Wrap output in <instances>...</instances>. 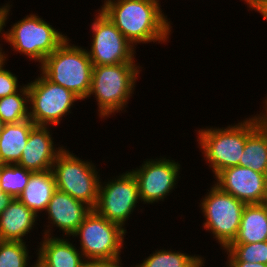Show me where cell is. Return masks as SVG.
Wrapping results in <instances>:
<instances>
[{
  "mask_svg": "<svg viewBox=\"0 0 267 267\" xmlns=\"http://www.w3.org/2000/svg\"><path fill=\"white\" fill-rule=\"evenodd\" d=\"M205 257L202 255L196 256V254L183 253L181 251H173L170 249L165 250L164 248L155 250L149 254L148 257L141 260V263L132 265V267H196Z\"/></svg>",
  "mask_w": 267,
  "mask_h": 267,
  "instance_id": "obj_22",
  "label": "cell"
},
{
  "mask_svg": "<svg viewBox=\"0 0 267 267\" xmlns=\"http://www.w3.org/2000/svg\"><path fill=\"white\" fill-rule=\"evenodd\" d=\"M105 181V182H104ZM100 182L97 204L94 210L108 221L126 230V223L139 202L138 183L130 170ZM138 203V204H137Z\"/></svg>",
  "mask_w": 267,
  "mask_h": 267,
  "instance_id": "obj_10",
  "label": "cell"
},
{
  "mask_svg": "<svg viewBox=\"0 0 267 267\" xmlns=\"http://www.w3.org/2000/svg\"><path fill=\"white\" fill-rule=\"evenodd\" d=\"M70 42L68 37L38 68L51 82L71 90L85 101L91 87L93 64L86 47Z\"/></svg>",
  "mask_w": 267,
  "mask_h": 267,
  "instance_id": "obj_3",
  "label": "cell"
},
{
  "mask_svg": "<svg viewBox=\"0 0 267 267\" xmlns=\"http://www.w3.org/2000/svg\"><path fill=\"white\" fill-rule=\"evenodd\" d=\"M256 12L262 16V20L267 21V4H263Z\"/></svg>",
  "mask_w": 267,
  "mask_h": 267,
  "instance_id": "obj_34",
  "label": "cell"
},
{
  "mask_svg": "<svg viewBox=\"0 0 267 267\" xmlns=\"http://www.w3.org/2000/svg\"><path fill=\"white\" fill-rule=\"evenodd\" d=\"M100 170L92 160H83L64 148L52 166L57 189L88 205L97 204L101 182Z\"/></svg>",
  "mask_w": 267,
  "mask_h": 267,
  "instance_id": "obj_6",
  "label": "cell"
},
{
  "mask_svg": "<svg viewBox=\"0 0 267 267\" xmlns=\"http://www.w3.org/2000/svg\"><path fill=\"white\" fill-rule=\"evenodd\" d=\"M39 219L18 198H13L0 214V240L27 242L25 239L37 228Z\"/></svg>",
  "mask_w": 267,
  "mask_h": 267,
  "instance_id": "obj_17",
  "label": "cell"
},
{
  "mask_svg": "<svg viewBox=\"0 0 267 267\" xmlns=\"http://www.w3.org/2000/svg\"><path fill=\"white\" fill-rule=\"evenodd\" d=\"M122 265L124 264L120 256L112 259H85L82 267H123Z\"/></svg>",
  "mask_w": 267,
  "mask_h": 267,
  "instance_id": "obj_29",
  "label": "cell"
},
{
  "mask_svg": "<svg viewBox=\"0 0 267 267\" xmlns=\"http://www.w3.org/2000/svg\"><path fill=\"white\" fill-rule=\"evenodd\" d=\"M94 16L90 25L92 41L86 49L93 66L136 63V48L122 32L99 8Z\"/></svg>",
  "mask_w": 267,
  "mask_h": 267,
  "instance_id": "obj_11",
  "label": "cell"
},
{
  "mask_svg": "<svg viewBox=\"0 0 267 267\" xmlns=\"http://www.w3.org/2000/svg\"><path fill=\"white\" fill-rule=\"evenodd\" d=\"M36 125L31 119L4 124L0 133V164H17Z\"/></svg>",
  "mask_w": 267,
  "mask_h": 267,
  "instance_id": "obj_19",
  "label": "cell"
},
{
  "mask_svg": "<svg viewBox=\"0 0 267 267\" xmlns=\"http://www.w3.org/2000/svg\"><path fill=\"white\" fill-rule=\"evenodd\" d=\"M209 189L198 205L205 219L202 228L214 236L220 250H223L238 234L246 203L224 192L215 184Z\"/></svg>",
  "mask_w": 267,
  "mask_h": 267,
  "instance_id": "obj_7",
  "label": "cell"
},
{
  "mask_svg": "<svg viewBox=\"0 0 267 267\" xmlns=\"http://www.w3.org/2000/svg\"><path fill=\"white\" fill-rule=\"evenodd\" d=\"M206 261V258H203V260L196 266V267H204V266H206L205 265V262Z\"/></svg>",
  "mask_w": 267,
  "mask_h": 267,
  "instance_id": "obj_35",
  "label": "cell"
},
{
  "mask_svg": "<svg viewBox=\"0 0 267 267\" xmlns=\"http://www.w3.org/2000/svg\"><path fill=\"white\" fill-rule=\"evenodd\" d=\"M197 131L198 148L214 176L240 165L246 143V118L226 127H202Z\"/></svg>",
  "mask_w": 267,
  "mask_h": 267,
  "instance_id": "obj_5",
  "label": "cell"
},
{
  "mask_svg": "<svg viewBox=\"0 0 267 267\" xmlns=\"http://www.w3.org/2000/svg\"><path fill=\"white\" fill-rule=\"evenodd\" d=\"M5 64H7L6 60L0 63V98L18 92L24 86V83L19 85L18 75L6 69Z\"/></svg>",
  "mask_w": 267,
  "mask_h": 267,
  "instance_id": "obj_27",
  "label": "cell"
},
{
  "mask_svg": "<svg viewBox=\"0 0 267 267\" xmlns=\"http://www.w3.org/2000/svg\"><path fill=\"white\" fill-rule=\"evenodd\" d=\"M248 117L246 118V143L240 166L267 174V131L258 128L254 120Z\"/></svg>",
  "mask_w": 267,
  "mask_h": 267,
  "instance_id": "obj_20",
  "label": "cell"
},
{
  "mask_svg": "<svg viewBox=\"0 0 267 267\" xmlns=\"http://www.w3.org/2000/svg\"><path fill=\"white\" fill-rule=\"evenodd\" d=\"M171 157L146 159L134 169H130L137 180L142 204H155L168 199L177 188L181 165Z\"/></svg>",
  "mask_w": 267,
  "mask_h": 267,
  "instance_id": "obj_12",
  "label": "cell"
},
{
  "mask_svg": "<svg viewBox=\"0 0 267 267\" xmlns=\"http://www.w3.org/2000/svg\"><path fill=\"white\" fill-rule=\"evenodd\" d=\"M244 1V3L247 5L249 8L248 10L250 11H257L267 0H241Z\"/></svg>",
  "mask_w": 267,
  "mask_h": 267,
  "instance_id": "obj_33",
  "label": "cell"
},
{
  "mask_svg": "<svg viewBox=\"0 0 267 267\" xmlns=\"http://www.w3.org/2000/svg\"><path fill=\"white\" fill-rule=\"evenodd\" d=\"M127 230L108 221L92 209L79 225L72 238L80 240L78 249L85 259L118 258L125 248Z\"/></svg>",
  "mask_w": 267,
  "mask_h": 267,
  "instance_id": "obj_9",
  "label": "cell"
},
{
  "mask_svg": "<svg viewBox=\"0 0 267 267\" xmlns=\"http://www.w3.org/2000/svg\"><path fill=\"white\" fill-rule=\"evenodd\" d=\"M5 60V57H0V63Z\"/></svg>",
  "mask_w": 267,
  "mask_h": 267,
  "instance_id": "obj_38",
  "label": "cell"
},
{
  "mask_svg": "<svg viewBox=\"0 0 267 267\" xmlns=\"http://www.w3.org/2000/svg\"><path fill=\"white\" fill-rule=\"evenodd\" d=\"M0 119L4 124L29 119V92L27 84L16 93L0 98Z\"/></svg>",
  "mask_w": 267,
  "mask_h": 267,
  "instance_id": "obj_23",
  "label": "cell"
},
{
  "mask_svg": "<svg viewBox=\"0 0 267 267\" xmlns=\"http://www.w3.org/2000/svg\"><path fill=\"white\" fill-rule=\"evenodd\" d=\"M10 26L5 31V42L16 54L19 52L30 61L38 62V66L68 38L35 12Z\"/></svg>",
  "mask_w": 267,
  "mask_h": 267,
  "instance_id": "obj_4",
  "label": "cell"
},
{
  "mask_svg": "<svg viewBox=\"0 0 267 267\" xmlns=\"http://www.w3.org/2000/svg\"><path fill=\"white\" fill-rule=\"evenodd\" d=\"M140 68L142 66L138 63L93 66L87 98H95L99 118L107 119L119 112H126L129 99L136 90L135 86L142 71Z\"/></svg>",
  "mask_w": 267,
  "mask_h": 267,
  "instance_id": "obj_2",
  "label": "cell"
},
{
  "mask_svg": "<svg viewBox=\"0 0 267 267\" xmlns=\"http://www.w3.org/2000/svg\"><path fill=\"white\" fill-rule=\"evenodd\" d=\"M40 74V76H39ZM38 78L27 82L29 119L36 126H58L70 115L75 102L81 99L71 90L51 82L40 70Z\"/></svg>",
  "mask_w": 267,
  "mask_h": 267,
  "instance_id": "obj_8",
  "label": "cell"
},
{
  "mask_svg": "<svg viewBox=\"0 0 267 267\" xmlns=\"http://www.w3.org/2000/svg\"><path fill=\"white\" fill-rule=\"evenodd\" d=\"M32 171L18 164L0 165V189L17 198L27 186Z\"/></svg>",
  "mask_w": 267,
  "mask_h": 267,
  "instance_id": "obj_24",
  "label": "cell"
},
{
  "mask_svg": "<svg viewBox=\"0 0 267 267\" xmlns=\"http://www.w3.org/2000/svg\"><path fill=\"white\" fill-rule=\"evenodd\" d=\"M27 242L0 240V267H35ZM28 247V248H27ZM29 249V250H28Z\"/></svg>",
  "mask_w": 267,
  "mask_h": 267,
  "instance_id": "obj_25",
  "label": "cell"
},
{
  "mask_svg": "<svg viewBox=\"0 0 267 267\" xmlns=\"http://www.w3.org/2000/svg\"><path fill=\"white\" fill-rule=\"evenodd\" d=\"M227 261H246L267 264V241L250 244H230L223 249Z\"/></svg>",
  "mask_w": 267,
  "mask_h": 267,
  "instance_id": "obj_26",
  "label": "cell"
},
{
  "mask_svg": "<svg viewBox=\"0 0 267 267\" xmlns=\"http://www.w3.org/2000/svg\"><path fill=\"white\" fill-rule=\"evenodd\" d=\"M51 126H35L17 163L32 172L52 169L57 155L65 148L56 147Z\"/></svg>",
  "mask_w": 267,
  "mask_h": 267,
  "instance_id": "obj_15",
  "label": "cell"
},
{
  "mask_svg": "<svg viewBox=\"0 0 267 267\" xmlns=\"http://www.w3.org/2000/svg\"><path fill=\"white\" fill-rule=\"evenodd\" d=\"M69 237H42L36 248V263L40 267H82L85 258Z\"/></svg>",
  "mask_w": 267,
  "mask_h": 267,
  "instance_id": "obj_16",
  "label": "cell"
},
{
  "mask_svg": "<svg viewBox=\"0 0 267 267\" xmlns=\"http://www.w3.org/2000/svg\"><path fill=\"white\" fill-rule=\"evenodd\" d=\"M91 210L85 203L57 189L45 211L44 215L48 217L46 218L48 224L44 225L46 229L42 230L41 235L56 237L57 235L53 234L54 227H56L62 231V237H71Z\"/></svg>",
  "mask_w": 267,
  "mask_h": 267,
  "instance_id": "obj_14",
  "label": "cell"
},
{
  "mask_svg": "<svg viewBox=\"0 0 267 267\" xmlns=\"http://www.w3.org/2000/svg\"><path fill=\"white\" fill-rule=\"evenodd\" d=\"M3 126H4V123H3V121L0 119V133H1L2 129H3Z\"/></svg>",
  "mask_w": 267,
  "mask_h": 267,
  "instance_id": "obj_36",
  "label": "cell"
},
{
  "mask_svg": "<svg viewBox=\"0 0 267 267\" xmlns=\"http://www.w3.org/2000/svg\"><path fill=\"white\" fill-rule=\"evenodd\" d=\"M1 165V164H0ZM13 197L0 189V214L8 207Z\"/></svg>",
  "mask_w": 267,
  "mask_h": 267,
  "instance_id": "obj_32",
  "label": "cell"
},
{
  "mask_svg": "<svg viewBox=\"0 0 267 267\" xmlns=\"http://www.w3.org/2000/svg\"><path fill=\"white\" fill-rule=\"evenodd\" d=\"M226 267H267V264L246 261H226Z\"/></svg>",
  "mask_w": 267,
  "mask_h": 267,
  "instance_id": "obj_31",
  "label": "cell"
},
{
  "mask_svg": "<svg viewBox=\"0 0 267 267\" xmlns=\"http://www.w3.org/2000/svg\"><path fill=\"white\" fill-rule=\"evenodd\" d=\"M213 177L216 186L246 204L267 202V174L238 165L223 169Z\"/></svg>",
  "mask_w": 267,
  "mask_h": 267,
  "instance_id": "obj_13",
  "label": "cell"
},
{
  "mask_svg": "<svg viewBox=\"0 0 267 267\" xmlns=\"http://www.w3.org/2000/svg\"><path fill=\"white\" fill-rule=\"evenodd\" d=\"M56 190L57 186L52 169L32 172L27 186L17 198L39 217L41 213L44 212L45 214Z\"/></svg>",
  "mask_w": 267,
  "mask_h": 267,
  "instance_id": "obj_18",
  "label": "cell"
},
{
  "mask_svg": "<svg viewBox=\"0 0 267 267\" xmlns=\"http://www.w3.org/2000/svg\"><path fill=\"white\" fill-rule=\"evenodd\" d=\"M267 241V202L246 204L239 231L231 244H250Z\"/></svg>",
  "mask_w": 267,
  "mask_h": 267,
  "instance_id": "obj_21",
  "label": "cell"
},
{
  "mask_svg": "<svg viewBox=\"0 0 267 267\" xmlns=\"http://www.w3.org/2000/svg\"><path fill=\"white\" fill-rule=\"evenodd\" d=\"M110 1H113V0H104V3L102 4V6H100V9Z\"/></svg>",
  "mask_w": 267,
  "mask_h": 267,
  "instance_id": "obj_37",
  "label": "cell"
},
{
  "mask_svg": "<svg viewBox=\"0 0 267 267\" xmlns=\"http://www.w3.org/2000/svg\"><path fill=\"white\" fill-rule=\"evenodd\" d=\"M263 103L265 104H263L262 107L264 110L262 109L261 113L258 114L257 112V114L251 115L250 117L254 120V123L258 128L267 131V97L264 98Z\"/></svg>",
  "mask_w": 267,
  "mask_h": 267,
  "instance_id": "obj_30",
  "label": "cell"
},
{
  "mask_svg": "<svg viewBox=\"0 0 267 267\" xmlns=\"http://www.w3.org/2000/svg\"><path fill=\"white\" fill-rule=\"evenodd\" d=\"M160 3V0H113L100 10L136 48L138 44H167L171 40L173 24Z\"/></svg>",
  "mask_w": 267,
  "mask_h": 267,
  "instance_id": "obj_1",
  "label": "cell"
},
{
  "mask_svg": "<svg viewBox=\"0 0 267 267\" xmlns=\"http://www.w3.org/2000/svg\"><path fill=\"white\" fill-rule=\"evenodd\" d=\"M12 2H7V3H3V5H0V42L2 41V39L5 42V29L4 27H6V23L8 22L7 19H9L10 15H12V13L10 12L11 8H12V4H10ZM11 13V14H10ZM9 55L4 51L3 48V44L0 43V57H5V60L8 61Z\"/></svg>",
  "mask_w": 267,
  "mask_h": 267,
  "instance_id": "obj_28",
  "label": "cell"
}]
</instances>
